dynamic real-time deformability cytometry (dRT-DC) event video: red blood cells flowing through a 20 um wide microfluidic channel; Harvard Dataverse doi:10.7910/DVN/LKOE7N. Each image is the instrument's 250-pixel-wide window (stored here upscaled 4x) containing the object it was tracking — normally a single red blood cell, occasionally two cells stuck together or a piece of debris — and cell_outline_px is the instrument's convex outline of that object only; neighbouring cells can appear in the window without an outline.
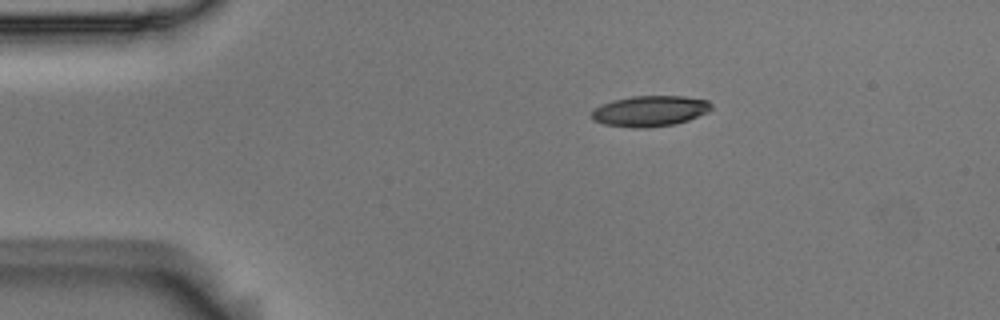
{"species": "Egyptian fruit bat (a non-hibernating species)", "species_latin": "Rousettus aegyptiacus", "temperature_condition": "room temperature", "stored_images_in_passage": 46, "camera_frame_rate_fps": 3000, "um_per_image_px": 0.085, "animal": {"sex": "male"}, "frame": {"image": 1, "passage_image": 1, "time_ms": 0.0, "image_size_px": [1000, 320], "cell_outline_px": [[712, 108], [708, 112], [688, 120], [676, 124], [648, 128], [636, 128], [604, 124], [596, 120], [592, 116], [592, 112], [600, 104], [612, 100], [632, 96], [684, 96], [708, 100], [712, 104]], "centroid_in_image_um": [55.28, 9.43], "position_along_channel_um": 29.7, "area_um2": 21.44}}
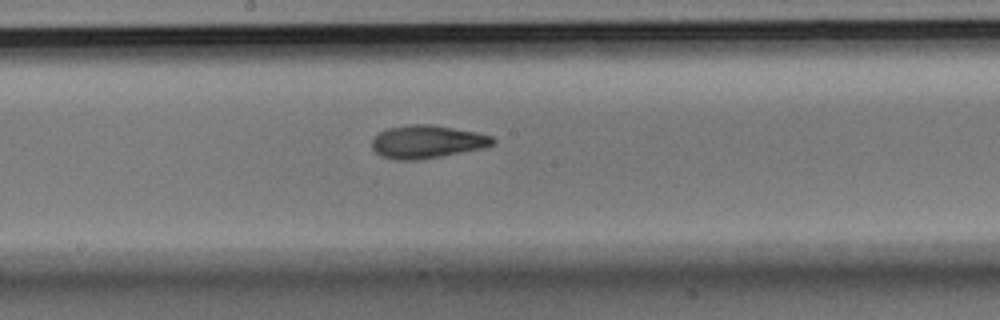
{"frame": {"image": 2, "passage_image": 20, "time_ms": 6.333, "image_size_px": [1000, 320], "cell_outline_px": [[496, 144], [484, 148], [420, 160], [396, 160], [380, 156], [372, 148], [372, 140], [380, 132], [388, 128], [412, 124], [432, 124], [476, 132], [492, 136], [496, 140]], "centroid_in_image_um": [36.32, 12.05], "position_along_channel_um": 211.9, "area_um2": 23.35}}
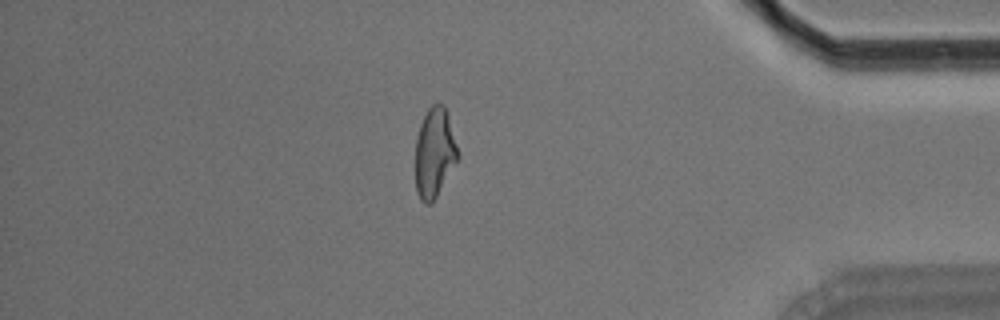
{"frame": {"image": 3, "passage_image": 38, "time_ms": 12.333, "image_size_px": [1000, 320], "cell_outline_px": [[460, 156], [436, 196], [428, 204], [424, 204], [420, 200], [416, 192], [416, 140], [420, 124], [428, 108], [432, 104], [444, 104], [460, 152]], "centroid_in_image_um": [36.94, 12.97], "position_along_channel_um": 398.3, "area_um2": 22.08}, "authors_computed_cell_mechanics": {"area_um2": 22.4553, "velocity_mm_per_s": 3.6774, "shape_relaxation_time_tau1_ms": 4.5405, "shape_relaxation_time_tau2_ms": 3.4264, "deformation_change_tau1": 0.1892, "deformation_change_tau2": 0.1208}}